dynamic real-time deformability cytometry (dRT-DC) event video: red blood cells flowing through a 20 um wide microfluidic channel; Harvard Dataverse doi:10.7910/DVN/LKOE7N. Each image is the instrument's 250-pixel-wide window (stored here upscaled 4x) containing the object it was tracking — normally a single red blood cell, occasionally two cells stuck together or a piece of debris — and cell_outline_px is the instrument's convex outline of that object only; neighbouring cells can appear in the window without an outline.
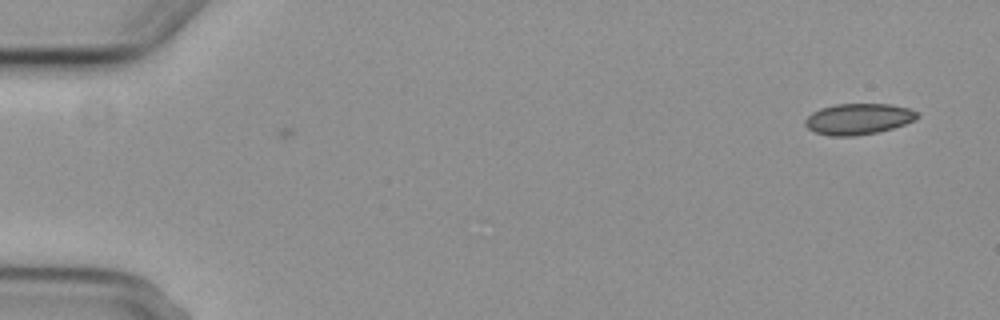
{"species": "common noctule bat (a hibernating species)", "species_latin": "Nyctalus noctula", "temperature_condition": "cold", "stored_images_in_passage": 2, "camera_frame_rate_fps": 3000, "um_per_image_px": 0.085, "animal": {"sex": "female", "body_mass_g": 29.2, "forearm_length_mm": 56.3}, "frame": {"image": 1, "passage_image": 2, "time_ms": 2.0, "image_size_px": [1000, 320], "cell_outline_px": [[920, 116], [916, 120], [892, 128], [876, 132], [856, 136], [832, 136], [816, 132], [808, 128], [804, 124], [804, 120], [812, 112], [820, 108], [836, 104], [892, 104], [908, 108], [916, 112]], "centroid_in_image_um": [72.95, 10.11], "position_along_channel_um": 12.0, "area_um2": 20.23}}